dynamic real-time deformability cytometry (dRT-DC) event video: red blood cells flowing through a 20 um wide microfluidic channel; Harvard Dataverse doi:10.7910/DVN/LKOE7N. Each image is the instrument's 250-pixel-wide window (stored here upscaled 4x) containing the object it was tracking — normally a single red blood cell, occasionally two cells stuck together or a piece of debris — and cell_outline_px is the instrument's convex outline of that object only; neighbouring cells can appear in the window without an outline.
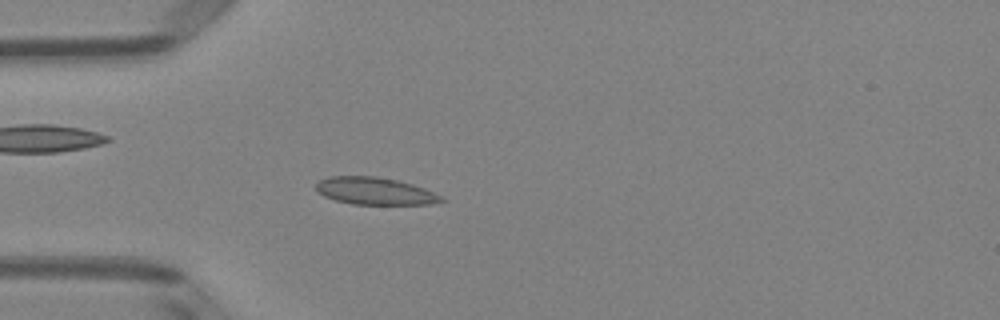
{"species": "Egyptian fruit bat (a non-hibernating species)", "species_latin": "Rousettus aegyptiacus", "temperature_condition": "room temperature", "stored_images_in_passage": 50, "camera_frame_rate_fps": 3000, "um_per_image_px": 0.085, "animal": {"sex": "female"}, "frame": {"image": 1, "passage_image": 14, "time_ms": 4.333, "image_size_px": [1000, 320], "cell_outline_px": [[448, 200], [432, 204], [352, 204], [336, 200], [324, 196], [316, 192], [316, 184], [320, 180], [328, 176], [376, 176], [396, 180], [412, 184], [424, 188]], "centroid_in_image_um": [31.85, 16.24], "position_along_channel_um": 53.2, "area_um2": 19.88}}
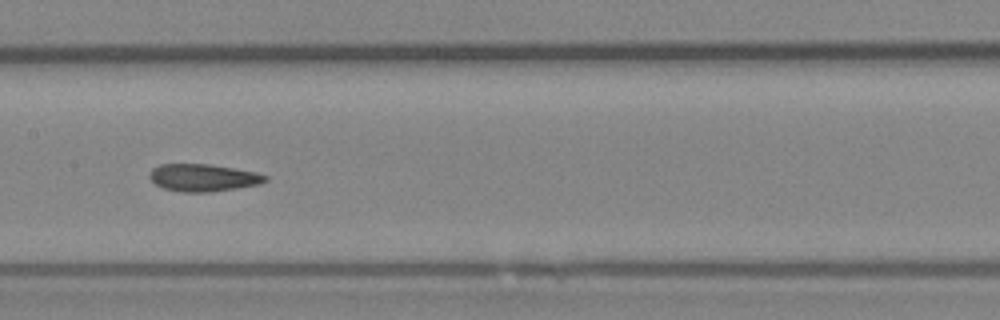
{"frame": {"image": 2, "passage_image": 25, "time_ms": 8.0, "image_size_px": [1000, 320], "cell_outline_px": [[268, 180], [260, 184], [212, 192], [180, 192], [164, 188], [156, 184], [148, 176], [152, 168], [160, 164], [208, 164], [256, 172], [268, 176]], "centroid_in_image_um": [17.27, 15.1], "position_along_channel_um": 190.1, "area_um2": 18.44}}
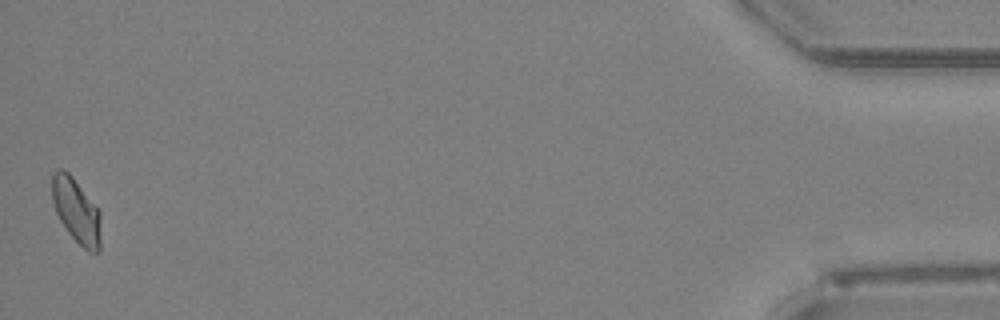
{"frame": {"image": 3, "passage_image": 50, "time_ms": 16.333, "image_size_px": [1000, 320], "cell_outline_px": [[100, 252], [88, 252], [68, 232], [60, 220], [56, 212], [52, 200], [52, 172], [56, 168], [64, 168], [72, 176], [100, 212]], "centroid_in_image_um": [6.47, 17.89], "position_along_channel_um": 428.7, "area_um2": 18.26}, "authors_computed_cell_mechanics": {"area_um2": 18.7561, "velocity_mm_per_s": 3.967, "shape_relaxation_time_tau1_ms": null, "shape_relaxation_time_tau2_ms": 5.0235, "deformation_change_tau1": null, "deformation_change_tau2": 0.0551}}